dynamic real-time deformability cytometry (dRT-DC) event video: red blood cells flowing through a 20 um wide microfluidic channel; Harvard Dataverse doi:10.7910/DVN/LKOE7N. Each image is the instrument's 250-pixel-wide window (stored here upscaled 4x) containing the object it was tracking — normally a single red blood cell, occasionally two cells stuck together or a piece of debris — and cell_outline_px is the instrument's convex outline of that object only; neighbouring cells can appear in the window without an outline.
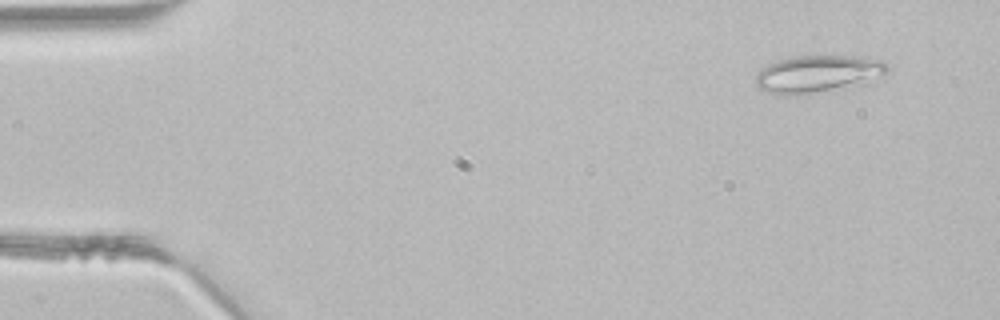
{"species": "common noctule bat (a hibernating species)", "species_latin": "Nyctalus noctula", "temperature_condition": "room temperature", "stored_images_in_passage": 3, "camera_frame_rate_fps": 3000, "um_per_image_px": 0.085, "animal": {"sex": "male", "body_mass_g": 21.5, "forearm_length_mm": 52.0}, "frame": {"image": 1, "passage_image": 1, "time_ms": 0.0, "image_size_px": [1000, 320], "cell_outline_px": [[888, 72], [884, 80], [864, 84], [788, 96], [776, 96], [756, 88], [756, 76], [768, 64], [780, 60], [796, 56], [856, 56], [884, 60], [888, 64]], "centroid_in_image_um": [69.61, 6.3], "position_along_channel_um": 15.4, "area_um2": 29.13}}